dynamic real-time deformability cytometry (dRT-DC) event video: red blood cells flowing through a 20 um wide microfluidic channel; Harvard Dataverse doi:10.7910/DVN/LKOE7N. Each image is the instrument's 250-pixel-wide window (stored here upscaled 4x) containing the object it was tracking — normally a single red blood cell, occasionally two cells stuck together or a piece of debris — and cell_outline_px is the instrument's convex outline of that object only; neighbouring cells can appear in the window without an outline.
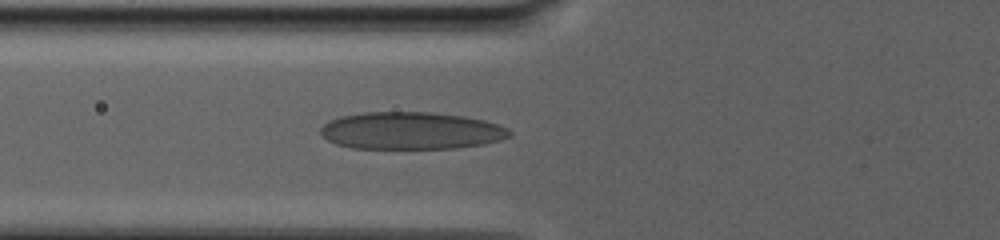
{"species": "human", "species_latin": "Homo sapiens", "temperature_condition": "warm", "stored_images_in_passage": 18, "camera_frame_rate_fps": 3000, "um_per_image_px": 0.085, "donor": {"sex": "male"}, "frame": {"image": 1, "passage_image": 13, "time_ms": 12.333, "image_size_px": [1000, 240], "cell_outline_px": [[512, 136], [500, 140], [484, 144], [456, 148], [352, 148], [336, 144], [328, 140], [320, 132], [320, 128], [328, 120], [340, 116], [364, 112], [432, 112], [464, 116], [484, 120], [508, 128], [512, 132]], "centroid_in_image_um": [34.95, 11.1], "position_along_channel_um": 90.9, "area_um2": 41.21}}
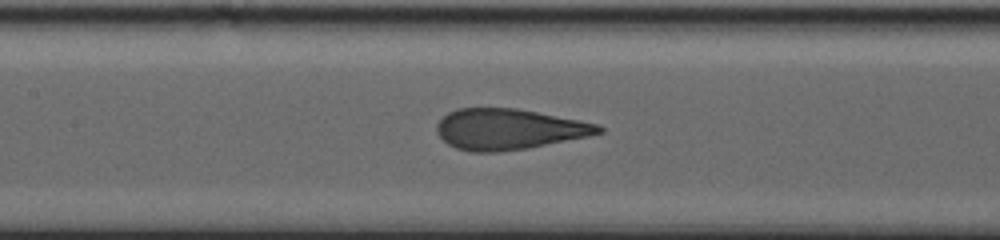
{"frame": {"image": 2, "passage_image": 16, "time_ms": 15.333, "image_size_px": [1000, 240], "cell_outline_px": [[604, 132], [588, 136], [528, 148], [500, 152], [468, 152], [456, 148], [448, 144], [436, 132], [436, 124], [448, 112], [456, 108], [516, 108], [580, 120], [596, 124], [604, 128]], "centroid_in_image_um": [43.22, 10.98], "position_along_channel_um": 164.2, "area_um2": 38.44}}
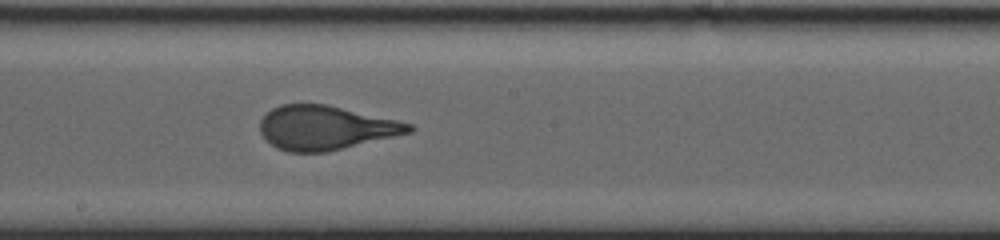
{"frame": {"image": 3, "passage_image": 18, "time_ms": 17.667, "image_size_px": [1000, 240], "cell_outline_px": [[416, 128], [412, 132], [324, 152], [288, 152], [276, 148], [260, 132], [260, 120], [272, 108], [280, 104], [324, 104], [396, 120], [412, 124]], "centroid_in_image_um": [27.65, 10.86], "position_along_channel_um": 220.6, "area_um2": 37.69}}